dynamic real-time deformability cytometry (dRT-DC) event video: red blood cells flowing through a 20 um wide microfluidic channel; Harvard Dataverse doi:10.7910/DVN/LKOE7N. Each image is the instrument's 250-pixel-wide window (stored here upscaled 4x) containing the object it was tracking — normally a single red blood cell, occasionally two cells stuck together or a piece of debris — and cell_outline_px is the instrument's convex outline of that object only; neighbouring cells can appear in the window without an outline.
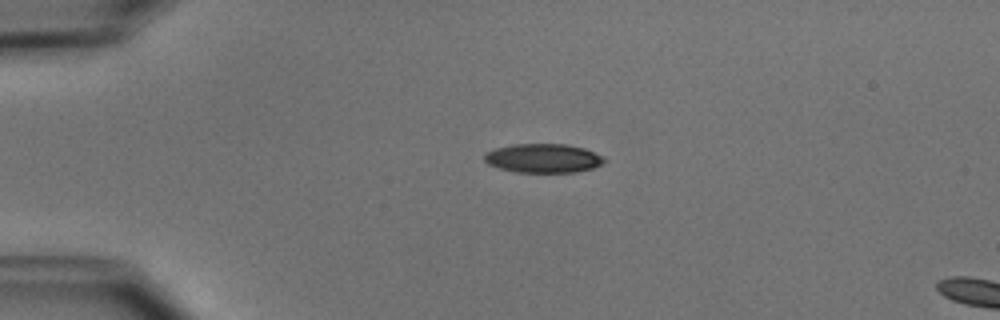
{"species": "common noctule bat (a hibernating species)", "species_latin": "Nyctalus noctula", "temperature_condition": "cold", "stored_images_in_passage": 4, "camera_frame_rate_fps": 3000, "um_per_image_px": 0.085, "animal": {"sex": "male", "body_mass_g": 15.6}, "frame": {"image": 1, "passage_image": 1, "time_ms": 0.0, "image_size_px": [1000, 320], "cell_outline_px": [[608, 160], [604, 164], [592, 168], [576, 172], [516, 172], [500, 168], [488, 164], [484, 160], [484, 152], [496, 148], [512, 144], [568, 144], [584, 148], [604, 156]], "centroid_in_image_um": [46.2, 13.44], "position_along_channel_um": 38.8, "area_um2": 20.46}}